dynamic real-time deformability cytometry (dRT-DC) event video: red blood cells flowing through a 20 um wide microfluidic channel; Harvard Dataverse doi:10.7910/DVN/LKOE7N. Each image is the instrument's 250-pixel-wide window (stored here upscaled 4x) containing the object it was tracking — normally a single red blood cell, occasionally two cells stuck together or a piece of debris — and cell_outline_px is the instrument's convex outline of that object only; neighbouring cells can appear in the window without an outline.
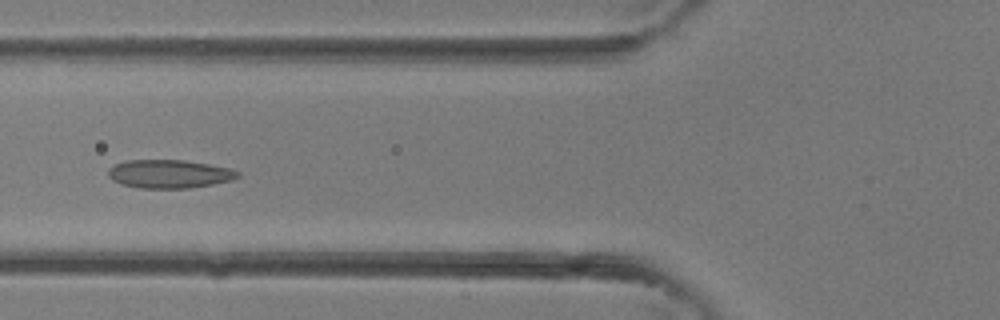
{"species": "common noctule bat (a hibernating species)", "species_latin": "Nyctalus noctula", "temperature_condition": "room temperature", "stored_images_in_passage": 5, "camera_frame_rate_fps": 3000, "um_per_image_px": 0.085, "animal": {"sex": "female"}, "frame": {"image": 1, "passage_image": 5, "time_ms": 1.333, "image_size_px": [1000, 320], "cell_outline_px": [[240, 176], [232, 180], [212, 184], [188, 188], [140, 188], [120, 184], [112, 180], [108, 176], [108, 168], [124, 160], [184, 160], [208, 164], [228, 168], [240, 172]], "centroid_in_image_um": [14.36, 14.78], "position_along_channel_um": 111.4, "area_um2": 21.44}}